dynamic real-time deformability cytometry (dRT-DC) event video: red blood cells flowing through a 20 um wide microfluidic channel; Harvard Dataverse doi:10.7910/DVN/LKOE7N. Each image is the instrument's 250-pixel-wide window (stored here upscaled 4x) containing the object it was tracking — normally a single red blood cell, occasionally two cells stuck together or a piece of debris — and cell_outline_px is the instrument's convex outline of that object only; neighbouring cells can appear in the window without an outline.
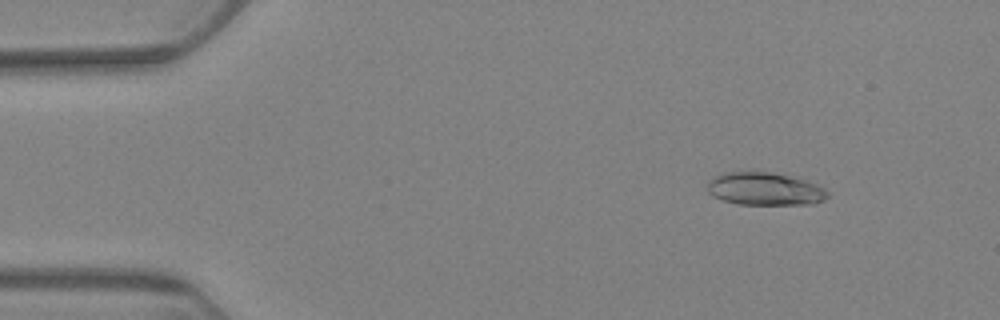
{"species": "Egyptian fruit bat (a non-hibernating species)", "species_latin": "Rousettus aegyptiacus", "temperature_condition": "warm", "stored_images_in_passage": 5, "camera_frame_rate_fps": 3000, "um_per_image_px": 0.085, "animal": {"sex": "female"}, "frame": {"image": 1, "passage_image": 2, "time_ms": 1.333, "image_size_px": [1000, 320], "cell_outline_px": [[828, 196], [824, 200], [812, 204], [740, 204], [724, 200], [712, 196], [708, 192], [704, 184], [712, 176], [724, 172], [772, 172], [796, 176], [816, 184], [824, 188], [828, 192]], "centroid_in_image_um": [64.98, 16.04], "position_along_channel_um": 20.0, "area_um2": 23.35}}
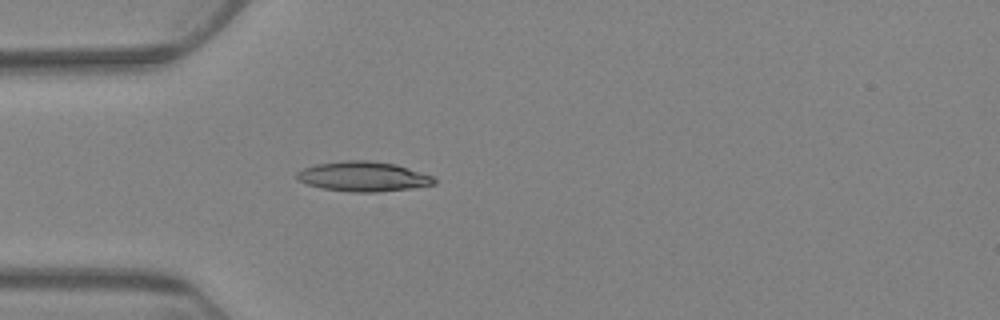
{"frame": {"image": 2, "passage_image": 5, "time_ms": 5.0, "image_size_px": [1000, 320], "cell_outline_px": [[436, 184], [412, 188], [376, 192], [352, 192], [320, 188], [296, 180], [296, 172], [304, 168], [316, 164], [344, 160], [368, 160], [396, 164], [432, 176], [436, 180]], "centroid_in_image_um": [30.85, 15.0], "position_along_channel_um": 54.2, "area_um2": 23.93}}